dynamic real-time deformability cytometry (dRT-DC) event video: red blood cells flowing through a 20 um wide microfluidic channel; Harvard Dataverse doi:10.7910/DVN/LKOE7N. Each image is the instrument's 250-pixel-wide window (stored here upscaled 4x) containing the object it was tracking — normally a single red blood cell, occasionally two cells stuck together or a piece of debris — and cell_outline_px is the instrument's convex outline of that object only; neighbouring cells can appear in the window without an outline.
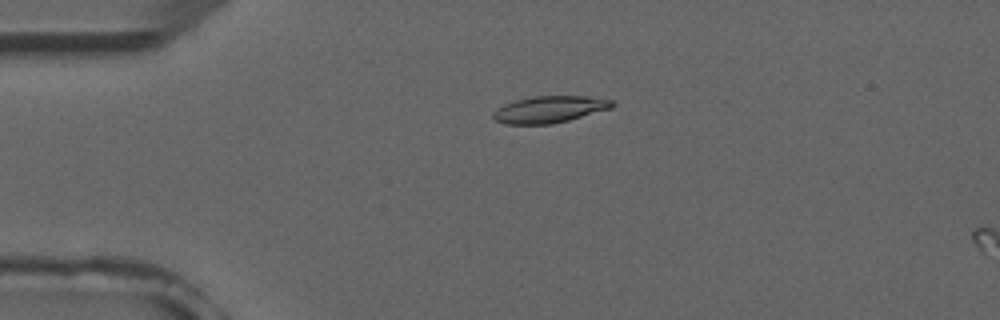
{"species": "common noctule bat (a hibernating species)", "species_latin": "Nyctalus noctula", "temperature_condition": "room temperature", "stored_images_in_passage": 7, "camera_frame_rate_fps": 3000, "um_per_image_px": 0.085, "animal": {"sex": "male", "forearm_length_mm": 52.5}, "frame": {"image": 1, "passage_image": 5, "time_ms": 1.333, "image_size_px": [1000, 320], "cell_outline_px": [[616, 104], [612, 108], [568, 120], [552, 124], [504, 124], [496, 120], [492, 116], [492, 112], [504, 104], [516, 100], [536, 96], [588, 96], [612, 100]], "centroid_in_image_um": [46.72, 9.3], "position_along_channel_um": 38.3, "area_um2": 18.5}}